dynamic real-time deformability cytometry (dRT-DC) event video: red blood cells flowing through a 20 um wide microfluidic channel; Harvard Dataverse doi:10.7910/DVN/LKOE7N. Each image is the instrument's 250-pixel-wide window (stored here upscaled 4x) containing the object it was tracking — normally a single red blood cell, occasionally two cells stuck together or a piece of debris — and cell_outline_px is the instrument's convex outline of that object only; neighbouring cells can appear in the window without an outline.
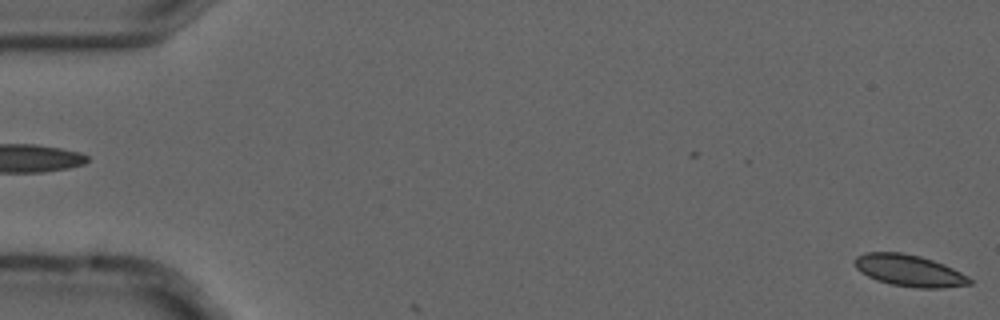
{"species": "common noctule bat (a hibernating species)", "species_latin": "Nyctalus noctula", "temperature_condition": "cold", "stored_images_in_passage": 5, "camera_frame_rate_fps": 3000, "um_per_image_px": 0.085, "animal": {"sex": "male", "forearm_length_mm": 52.5}, "frame": {"image": 1, "passage_image": 5, "time_ms": 1.333, "image_size_px": [1000, 320], "cell_outline_px": [[972, 284], [944, 288], [916, 288], [892, 284], [876, 280], [860, 272], [856, 268], [852, 260], [856, 256], [864, 252], [904, 252], [920, 256], [944, 264], [968, 276], [972, 280]], "centroid_in_image_um": [77.26, 22.99], "position_along_channel_um": 7.7, "area_um2": 21.39}}